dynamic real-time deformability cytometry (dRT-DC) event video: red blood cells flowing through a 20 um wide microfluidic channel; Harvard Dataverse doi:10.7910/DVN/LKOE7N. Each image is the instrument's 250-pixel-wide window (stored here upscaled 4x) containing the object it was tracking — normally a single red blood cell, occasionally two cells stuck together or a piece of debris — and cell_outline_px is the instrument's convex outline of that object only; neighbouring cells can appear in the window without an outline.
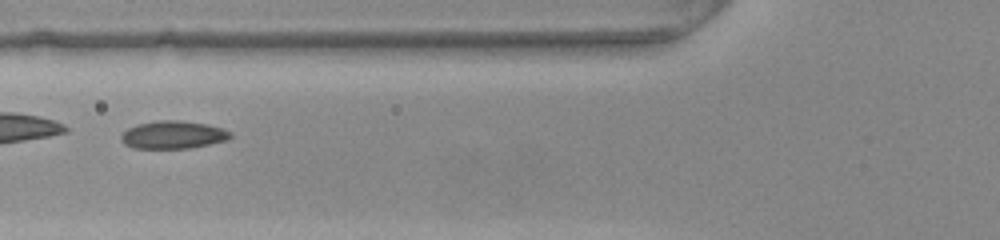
{"species": "common noctule bat (a hibernating species)", "species_latin": "Nyctalus noctula", "temperature_condition": "warm", "stored_images_in_passage": 46, "camera_frame_rate_fps": 3000, "um_per_image_px": 0.085, "animal": {"sex": "female", "body_mass_g": 22.0, "forearm_length_mm": 56.7}, "frame": {"image": 1, "passage_image": 14, "time_ms": 4.333, "image_size_px": [1000, 240], "cell_outline_px": [[232, 136], [228, 140], [188, 148], [132, 148], [124, 144], [120, 140], [120, 132], [136, 124], [156, 120], [180, 120], [208, 124], [232, 132]], "centroid_in_image_um": [14.66, 11.45], "position_along_channel_um": 111.1, "area_um2": 17.92}}
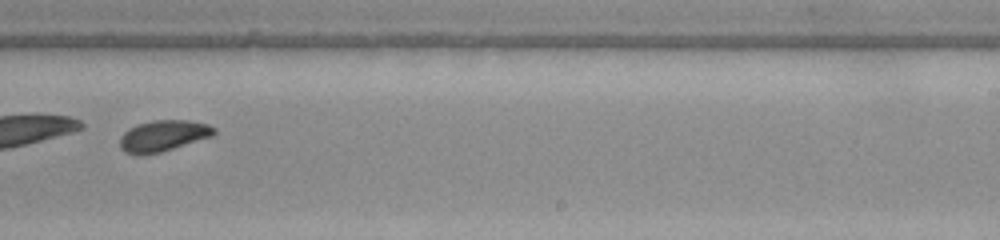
{"frame": {"image": 2, "passage_image": 27, "time_ms": 8.667, "image_size_px": [1000, 240], "cell_outline_px": [[216, 132], [212, 136], [160, 152], [144, 156], [136, 156], [124, 152], [120, 148], [120, 136], [124, 132], [140, 124], [156, 120], [188, 120], [208, 124], [216, 128]], "centroid_in_image_um": [13.86, 11.57], "position_along_channel_um": 275.1, "area_um2": 17.05}, "authors_computed_cell_mechanics": {"area_um2": 17.7157, "velocity_mm_per_s": 3.7882, "shape_relaxation_time_tau1_ms": 3.6621, "shape_relaxation_time_tau2_ms": 1.0778, "deformation_change_tau1": 0.1196, "deformation_change_tau2": 0.0439}}